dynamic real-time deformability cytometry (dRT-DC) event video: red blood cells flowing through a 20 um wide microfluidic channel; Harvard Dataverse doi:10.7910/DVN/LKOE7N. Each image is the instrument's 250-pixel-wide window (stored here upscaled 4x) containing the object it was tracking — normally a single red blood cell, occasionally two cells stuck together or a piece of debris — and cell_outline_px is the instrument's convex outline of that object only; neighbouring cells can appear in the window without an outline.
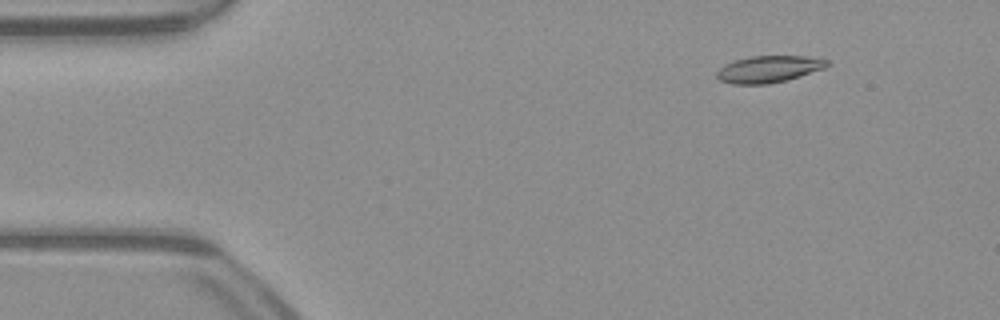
{"species": "common noctule bat (a hibernating species)", "species_latin": "Nyctalus noctula", "temperature_condition": "warm", "stored_images_in_passage": 52, "camera_frame_rate_fps": 3000, "um_per_image_px": 0.085, "animal": {"sex": "male", "body_mass_g": 23.1, "forearm_length_mm": 52.7}, "frame": {"image": 1, "passage_image": 6, "time_ms": 1.667, "image_size_px": [1000, 320], "cell_outline_px": [[832, 64], [824, 68], [800, 76], [768, 84], [732, 84], [720, 80], [716, 76], [716, 72], [724, 64], [736, 60], [752, 56], [804, 56], [828, 60]], "centroid_in_image_um": [65.34, 5.87], "position_along_channel_um": 19.7, "area_um2": 17.11}}
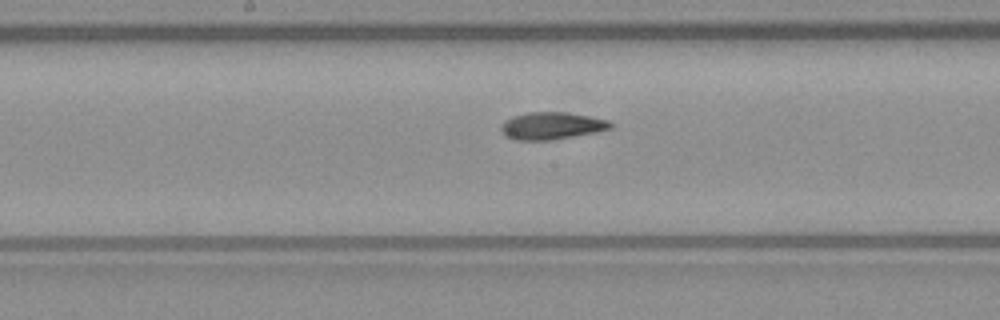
{"frame": {"image": 2, "passage_image": 26, "time_ms": 8.333, "image_size_px": [1000, 320], "cell_outline_px": [[612, 128], [596, 132], [552, 140], [516, 140], [504, 136], [500, 128], [504, 120], [512, 116], [528, 112], [568, 112], [608, 120], [612, 124]], "centroid_in_image_um": [46.85, 10.69], "position_along_channel_um": 201.3, "area_um2": 17.46}}
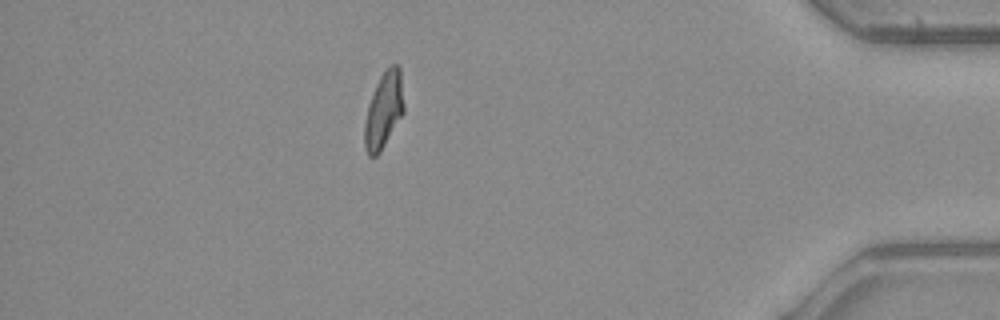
{"frame": {"image": 3, "passage_image": 45, "time_ms": 14.667, "image_size_px": [1000, 320], "cell_outline_px": [[404, 112], [380, 152], [376, 156], [368, 156], [364, 148], [364, 124], [368, 104], [376, 84], [380, 76], [392, 64], [396, 64], [400, 68], [404, 104]], "centroid_in_image_um": [32.61, 9.39], "position_along_channel_um": 402.6, "area_um2": 17.4}, "authors_computed_cell_mechanics": {"area_um2": 17.34, "velocity_mm_per_s": 3.989, "shape_relaxation_time_tau1_ms": 6.3303, "shape_relaxation_time_tau2_ms": 3.8762, "deformation_change_tau1": 0.1956, "deformation_change_tau2": 0.1012}}